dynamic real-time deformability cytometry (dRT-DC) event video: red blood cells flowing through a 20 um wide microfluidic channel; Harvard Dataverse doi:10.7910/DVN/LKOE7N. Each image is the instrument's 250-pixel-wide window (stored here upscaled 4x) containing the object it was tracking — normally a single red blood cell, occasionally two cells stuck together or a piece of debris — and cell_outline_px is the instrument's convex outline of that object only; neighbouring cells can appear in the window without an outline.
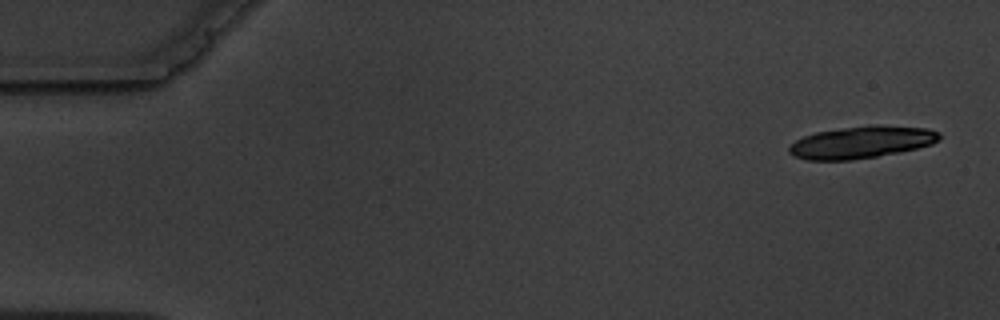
{"species": "common noctule bat (a hibernating species)", "species_latin": "Nyctalus noctula", "temperature_condition": "warm", "stored_images_in_passage": 5, "camera_frame_rate_fps": 3000, "um_per_image_px": 0.085, "animal": {"sex": "male", "body_mass_g": 19.5, "forearm_length_mm": 54.6}, "frame": {"image": 1, "passage_image": 1, "time_ms": 0.0, "image_size_px": [1000, 320], "cell_outline_px": [[940, 136], [932, 144], [900, 152], [852, 160], [808, 160], [796, 156], [788, 152], [788, 148], [796, 140], [804, 136], [816, 132], [872, 124], [876, 124], [928, 128], [940, 132]], "centroid_in_image_um": [73.24, 12.08], "position_along_channel_um": 11.8, "area_um2": 27.98}}